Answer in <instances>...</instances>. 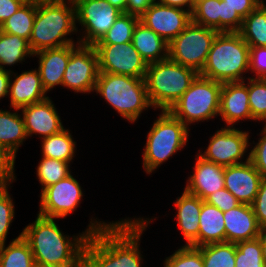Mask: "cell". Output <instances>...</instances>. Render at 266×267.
I'll use <instances>...</instances> for the list:
<instances>
[{
	"label": "cell",
	"mask_w": 266,
	"mask_h": 267,
	"mask_svg": "<svg viewBox=\"0 0 266 267\" xmlns=\"http://www.w3.org/2000/svg\"><path fill=\"white\" fill-rule=\"evenodd\" d=\"M79 235H64L54 218L37 214L35 221L22 230L38 267H83V252L90 234L107 227L111 222L90 219Z\"/></svg>",
	"instance_id": "obj_1"
},
{
	"label": "cell",
	"mask_w": 266,
	"mask_h": 267,
	"mask_svg": "<svg viewBox=\"0 0 266 267\" xmlns=\"http://www.w3.org/2000/svg\"><path fill=\"white\" fill-rule=\"evenodd\" d=\"M151 221L125 218L90 234L83 252V267H142L139 241Z\"/></svg>",
	"instance_id": "obj_2"
},
{
	"label": "cell",
	"mask_w": 266,
	"mask_h": 267,
	"mask_svg": "<svg viewBox=\"0 0 266 267\" xmlns=\"http://www.w3.org/2000/svg\"><path fill=\"white\" fill-rule=\"evenodd\" d=\"M76 24L73 0L36 2V17L29 40L32 52L80 43L67 37L79 31Z\"/></svg>",
	"instance_id": "obj_3"
},
{
	"label": "cell",
	"mask_w": 266,
	"mask_h": 267,
	"mask_svg": "<svg viewBox=\"0 0 266 267\" xmlns=\"http://www.w3.org/2000/svg\"><path fill=\"white\" fill-rule=\"evenodd\" d=\"M249 56L250 47L238 32H219L199 75L220 83L244 81L250 78L244 76Z\"/></svg>",
	"instance_id": "obj_4"
},
{
	"label": "cell",
	"mask_w": 266,
	"mask_h": 267,
	"mask_svg": "<svg viewBox=\"0 0 266 267\" xmlns=\"http://www.w3.org/2000/svg\"><path fill=\"white\" fill-rule=\"evenodd\" d=\"M94 91L131 123H135L144 110L152 107L144 78L99 72Z\"/></svg>",
	"instance_id": "obj_5"
},
{
	"label": "cell",
	"mask_w": 266,
	"mask_h": 267,
	"mask_svg": "<svg viewBox=\"0 0 266 267\" xmlns=\"http://www.w3.org/2000/svg\"><path fill=\"white\" fill-rule=\"evenodd\" d=\"M197 75L195 70L175 63L169 58L149 63L144 80L152 108L168 111L190 87Z\"/></svg>",
	"instance_id": "obj_6"
},
{
	"label": "cell",
	"mask_w": 266,
	"mask_h": 267,
	"mask_svg": "<svg viewBox=\"0 0 266 267\" xmlns=\"http://www.w3.org/2000/svg\"><path fill=\"white\" fill-rule=\"evenodd\" d=\"M189 130L168 111H161L147 133L142 154L144 171L150 175L171 156L183 150L188 142Z\"/></svg>",
	"instance_id": "obj_7"
},
{
	"label": "cell",
	"mask_w": 266,
	"mask_h": 267,
	"mask_svg": "<svg viewBox=\"0 0 266 267\" xmlns=\"http://www.w3.org/2000/svg\"><path fill=\"white\" fill-rule=\"evenodd\" d=\"M222 83L197 75L168 112L188 128L219 115Z\"/></svg>",
	"instance_id": "obj_8"
},
{
	"label": "cell",
	"mask_w": 266,
	"mask_h": 267,
	"mask_svg": "<svg viewBox=\"0 0 266 267\" xmlns=\"http://www.w3.org/2000/svg\"><path fill=\"white\" fill-rule=\"evenodd\" d=\"M219 33L213 28L190 24L168 44V58L180 65L202 71L212 43Z\"/></svg>",
	"instance_id": "obj_9"
},
{
	"label": "cell",
	"mask_w": 266,
	"mask_h": 267,
	"mask_svg": "<svg viewBox=\"0 0 266 267\" xmlns=\"http://www.w3.org/2000/svg\"><path fill=\"white\" fill-rule=\"evenodd\" d=\"M76 7V23L81 25L82 45L94 46L123 13L107 0H73ZM84 34V35H83Z\"/></svg>",
	"instance_id": "obj_10"
},
{
	"label": "cell",
	"mask_w": 266,
	"mask_h": 267,
	"mask_svg": "<svg viewBox=\"0 0 266 267\" xmlns=\"http://www.w3.org/2000/svg\"><path fill=\"white\" fill-rule=\"evenodd\" d=\"M249 132L235 127H223L218 129L210 138L208 147L199 155L207 161L220 166L228 167L244 163L248 148L250 147Z\"/></svg>",
	"instance_id": "obj_11"
},
{
	"label": "cell",
	"mask_w": 266,
	"mask_h": 267,
	"mask_svg": "<svg viewBox=\"0 0 266 267\" xmlns=\"http://www.w3.org/2000/svg\"><path fill=\"white\" fill-rule=\"evenodd\" d=\"M99 75L98 55L94 46L78 45L71 51L62 87L76 93L94 92Z\"/></svg>",
	"instance_id": "obj_12"
},
{
	"label": "cell",
	"mask_w": 266,
	"mask_h": 267,
	"mask_svg": "<svg viewBox=\"0 0 266 267\" xmlns=\"http://www.w3.org/2000/svg\"><path fill=\"white\" fill-rule=\"evenodd\" d=\"M99 72L145 78L147 62L134 48L132 42L121 44H95Z\"/></svg>",
	"instance_id": "obj_13"
},
{
	"label": "cell",
	"mask_w": 266,
	"mask_h": 267,
	"mask_svg": "<svg viewBox=\"0 0 266 267\" xmlns=\"http://www.w3.org/2000/svg\"><path fill=\"white\" fill-rule=\"evenodd\" d=\"M40 194L38 215L54 219L72 214L83 197L82 188L72 174L46 187Z\"/></svg>",
	"instance_id": "obj_14"
},
{
	"label": "cell",
	"mask_w": 266,
	"mask_h": 267,
	"mask_svg": "<svg viewBox=\"0 0 266 267\" xmlns=\"http://www.w3.org/2000/svg\"><path fill=\"white\" fill-rule=\"evenodd\" d=\"M146 27L170 43L192 21L189 11L154 2L140 17Z\"/></svg>",
	"instance_id": "obj_15"
},
{
	"label": "cell",
	"mask_w": 266,
	"mask_h": 267,
	"mask_svg": "<svg viewBox=\"0 0 266 267\" xmlns=\"http://www.w3.org/2000/svg\"><path fill=\"white\" fill-rule=\"evenodd\" d=\"M244 163L225 167L224 186L240 203L252 204L263 180L260 173L249 160Z\"/></svg>",
	"instance_id": "obj_16"
},
{
	"label": "cell",
	"mask_w": 266,
	"mask_h": 267,
	"mask_svg": "<svg viewBox=\"0 0 266 267\" xmlns=\"http://www.w3.org/2000/svg\"><path fill=\"white\" fill-rule=\"evenodd\" d=\"M19 110L22 111L21 114L28 137L38 134L39 138L43 139L65 129L58 111L49 97L41 102L24 106Z\"/></svg>",
	"instance_id": "obj_17"
},
{
	"label": "cell",
	"mask_w": 266,
	"mask_h": 267,
	"mask_svg": "<svg viewBox=\"0 0 266 267\" xmlns=\"http://www.w3.org/2000/svg\"><path fill=\"white\" fill-rule=\"evenodd\" d=\"M222 83L219 115L227 127H235L240 120H252L248 101V80Z\"/></svg>",
	"instance_id": "obj_18"
},
{
	"label": "cell",
	"mask_w": 266,
	"mask_h": 267,
	"mask_svg": "<svg viewBox=\"0 0 266 267\" xmlns=\"http://www.w3.org/2000/svg\"><path fill=\"white\" fill-rule=\"evenodd\" d=\"M194 172L188 177L184 190L204 200L217 190L225 188V167L214 162L207 161L199 154L193 167Z\"/></svg>",
	"instance_id": "obj_19"
},
{
	"label": "cell",
	"mask_w": 266,
	"mask_h": 267,
	"mask_svg": "<svg viewBox=\"0 0 266 267\" xmlns=\"http://www.w3.org/2000/svg\"><path fill=\"white\" fill-rule=\"evenodd\" d=\"M226 242L238 243L256 239L264 231L250 204L241 203L223 213Z\"/></svg>",
	"instance_id": "obj_20"
},
{
	"label": "cell",
	"mask_w": 266,
	"mask_h": 267,
	"mask_svg": "<svg viewBox=\"0 0 266 267\" xmlns=\"http://www.w3.org/2000/svg\"><path fill=\"white\" fill-rule=\"evenodd\" d=\"M78 45L69 44L59 48L44 49L34 53L39 58L38 71L41 83L46 92L55 86H62L63 76L71 51Z\"/></svg>",
	"instance_id": "obj_21"
},
{
	"label": "cell",
	"mask_w": 266,
	"mask_h": 267,
	"mask_svg": "<svg viewBox=\"0 0 266 267\" xmlns=\"http://www.w3.org/2000/svg\"><path fill=\"white\" fill-rule=\"evenodd\" d=\"M13 74L15 73L12 71L9 81L10 108L20 109L49 97L46 96L47 92L42 86L38 69L22 71L20 75ZM12 76L14 77L13 81Z\"/></svg>",
	"instance_id": "obj_22"
},
{
	"label": "cell",
	"mask_w": 266,
	"mask_h": 267,
	"mask_svg": "<svg viewBox=\"0 0 266 267\" xmlns=\"http://www.w3.org/2000/svg\"><path fill=\"white\" fill-rule=\"evenodd\" d=\"M203 201L198 196L184 190L174 202L177 209L175 219H177L179 230L186 241V246L198 247L199 215Z\"/></svg>",
	"instance_id": "obj_23"
},
{
	"label": "cell",
	"mask_w": 266,
	"mask_h": 267,
	"mask_svg": "<svg viewBox=\"0 0 266 267\" xmlns=\"http://www.w3.org/2000/svg\"><path fill=\"white\" fill-rule=\"evenodd\" d=\"M132 43L147 64L168 59L169 43L140 21L134 29Z\"/></svg>",
	"instance_id": "obj_24"
},
{
	"label": "cell",
	"mask_w": 266,
	"mask_h": 267,
	"mask_svg": "<svg viewBox=\"0 0 266 267\" xmlns=\"http://www.w3.org/2000/svg\"><path fill=\"white\" fill-rule=\"evenodd\" d=\"M199 216L198 247L226 242L224 216L220 209L203 201Z\"/></svg>",
	"instance_id": "obj_25"
},
{
	"label": "cell",
	"mask_w": 266,
	"mask_h": 267,
	"mask_svg": "<svg viewBox=\"0 0 266 267\" xmlns=\"http://www.w3.org/2000/svg\"><path fill=\"white\" fill-rule=\"evenodd\" d=\"M13 110L16 112L0 109V144L16 156L19 147L28 136L20 110Z\"/></svg>",
	"instance_id": "obj_26"
},
{
	"label": "cell",
	"mask_w": 266,
	"mask_h": 267,
	"mask_svg": "<svg viewBox=\"0 0 266 267\" xmlns=\"http://www.w3.org/2000/svg\"><path fill=\"white\" fill-rule=\"evenodd\" d=\"M34 56L29 41L18 35L4 33L0 30V69L12 72L10 69H5V66H12L16 63H22L27 57Z\"/></svg>",
	"instance_id": "obj_27"
},
{
	"label": "cell",
	"mask_w": 266,
	"mask_h": 267,
	"mask_svg": "<svg viewBox=\"0 0 266 267\" xmlns=\"http://www.w3.org/2000/svg\"><path fill=\"white\" fill-rule=\"evenodd\" d=\"M41 142L43 157L70 163L76 155V141H74L69 129L65 128L57 134L43 138Z\"/></svg>",
	"instance_id": "obj_28"
},
{
	"label": "cell",
	"mask_w": 266,
	"mask_h": 267,
	"mask_svg": "<svg viewBox=\"0 0 266 267\" xmlns=\"http://www.w3.org/2000/svg\"><path fill=\"white\" fill-rule=\"evenodd\" d=\"M238 33L249 47L266 46V5H259L243 19Z\"/></svg>",
	"instance_id": "obj_29"
},
{
	"label": "cell",
	"mask_w": 266,
	"mask_h": 267,
	"mask_svg": "<svg viewBox=\"0 0 266 267\" xmlns=\"http://www.w3.org/2000/svg\"><path fill=\"white\" fill-rule=\"evenodd\" d=\"M0 267H36L29 244L20 233L6 247L0 245Z\"/></svg>",
	"instance_id": "obj_30"
},
{
	"label": "cell",
	"mask_w": 266,
	"mask_h": 267,
	"mask_svg": "<svg viewBox=\"0 0 266 267\" xmlns=\"http://www.w3.org/2000/svg\"><path fill=\"white\" fill-rule=\"evenodd\" d=\"M36 17V2L26 1L12 16L0 26L4 33L18 35L30 40L34 20Z\"/></svg>",
	"instance_id": "obj_31"
},
{
	"label": "cell",
	"mask_w": 266,
	"mask_h": 267,
	"mask_svg": "<svg viewBox=\"0 0 266 267\" xmlns=\"http://www.w3.org/2000/svg\"><path fill=\"white\" fill-rule=\"evenodd\" d=\"M198 248L201 250L204 267H235V243H212Z\"/></svg>",
	"instance_id": "obj_32"
},
{
	"label": "cell",
	"mask_w": 266,
	"mask_h": 267,
	"mask_svg": "<svg viewBox=\"0 0 266 267\" xmlns=\"http://www.w3.org/2000/svg\"><path fill=\"white\" fill-rule=\"evenodd\" d=\"M139 21V16L122 13L102 39L96 44H121L132 42L133 32Z\"/></svg>",
	"instance_id": "obj_33"
},
{
	"label": "cell",
	"mask_w": 266,
	"mask_h": 267,
	"mask_svg": "<svg viewBox=\"0 0 266 267\" xmlns=\"http://www.w3.org/2000/svg\"><path fill=\"white\" fill-rule=\"evenodd\" d=\"M70 163L53 158L43 157L40 160L36 175L42 185L41 192L48 186L59 182L71 174Z\"/></svg>",
	"instance_id": "obj_34"
},
{
	"label": "cell",
	"mask_w": 266,
	"mask_h": 267,
	"mask_svg": "<svg viewBox=\"0 0 266 267\" xmlns=\"http://www.w3.org/2000/svg\"><path fill=\"white\" fill-rule=\"evenodd\" d=\"M248 101L252 121L266 123V79L248 78Z\"/></svg>",
	"instance_id": "obj_35"
},
{
	"label": "cell",
	"mask_w": 266,
	"mask_h": 267,
	"mask_svg": "<svg viewBox=\"0 0 266 267\" xmlns=\"http://www.w3.org/2000/svg\"><path fill=\"white\" fill-rule=\"evenodd\" d=\"M235 267H266L258 238L236 243Z\"/></svg>",
	"instance_id": "obj_36"
},
{
	"label": "cell",
	"mask_w": 266,
	"mask_h": 267,
	"mask_svg": "<svg viewBox=\"0 0 266 267\" xmlns=\"http://www.w3.org/2000/svg\"><path fill=\"white\" fill-rule=\"evenodd\" d=\"M220 0H203L194 6L192 22L220 32Z\"/></svg>",
	"instance_id": "obj_37"
},
{
	"label": "cell",
	"mask_w": 266,
	"mask_h": 267,
	"mask_svg": "<svg viewBox=\"0 0 266 267\" xmlns=\"http://www.w3.org/2000/svg\"><path fill=\"white\" fill-rule=\"evenodd\" d=\"M164 267H204L201 250L194 246H181L166 257Z\"/></svg>",
	"instance_id": "obj_38"
},
{
	"label": "cell",
	"mask_w": 266,
	"mask_h": 267,
	"mask_svg": "<svg viewBox=\"0 0 266 267\" xmlns=\"http://www.w3.org/2000/svg\"><path fill=\"white\" fill-rule=\"evenodd\" d=\"M8 185L0 186V245L6 244L10 225L15 217V204L8 192Z\"/></svg>",
	"instance_id": "obj_39"
},
{
	"label": "cell",
	"mask_w": 266,
	"mask_h": 267,
	"mask_svg": "<svg viewBox=\"0 0 266 267\" xmlns=\"http://www.w3.org/2000/svg\"><path fill=\"white\" fill-rule=\"evenodd\" d=\"M16 156L0 144V184L10 186L16 180L14 176Z\"/></svg>",
	"instance_id": "obj_40"
},
{
	"label": "cell",
	"mask_w": 266,
	"mask_h": 267,
	"mask_svg": "<svg viewBox=\"0 0 266 267\" xmlns=\"http://www.w3.org/2000/svg\"><path fill=\"white\" fill-rule=\"evenodd\" d=\"M261 138L257 143H254L250 149L249 160L255 166L263 179H266V128L264 127L260 133Z\"/></svg>",
	"instance_id": "obj_41"
},
{
	"label": "cell",
	"mask_w": 266,
	"mask_h": 267,
	"mask_svg": "<svg viewBox=\"0 0 266 267\" xmlns=\"http://www.w3.org/2000/svg\"><path fill=\"white\" fill-rule=\"evenodd\" d=\"M220 32H238L242 26L243 19L220 0Z\"/></svg>",
	"instance_id": "obj_42"
},
{
	"label": "cell",
	"mask_w": 266,
	"mask_h": 267,
	"mask_svg": "<svg viewBox=\"0 0 266 267\" xmlns=\"http://www.w3.org/2000/svg\"><path fill=\"white\" fill-rule=\"evenodd\" d=\"M204 201L210 205L216 206L223 213L238 206L240 201L234 197L226 188L217 190L207 196Z\"/></svg>",
	"instance_id": "obj_43"
},
{
	"label": "cell",
	"mask_w": 266,
	"mask_h": 267,
	"mask_svg": "<svg viewBox=\"0 0 266 267\" xmlns=\"http://www.w3.org/2000/svg\"><path fill=\"white\" fill-rule=\"evenodd\" d=\"M249 71L255 73L250 78L266 79V46L250 47Z\"/></svg>",
	"instance_id": "obj_44"
},
{
	"label": "cell",
	"mask_w": 266,
	"mask_h": 267,
	"mask_svg": "<svg viewBox=\"0 0 266 267\" xmlns=\"http://www.w3.org/2000/svg\"><path fill=\"white\" fill-rule=\"evenodd\" d=\"M258 224L266 230V179L260 183L258 193L251 204Z\"/></svg>",
	"instance_id": "obj_45"
},
{
	"label": "cell",
	"mask_w": 266,
	"mask_h": 267,
	"mask_svg": "<svg viewBox=\"0 0 266 267\" xmlns=\"http://www.w3.org/2000/svg\"><path fill=\"white\" fill-rule=\"evenodd\" d=\"M233 11H236L242 19L255 10L260 3L257 0H223Z\"/></svg>",
	"instance_id": "obj_46"
},
{
	"label": "cell",
	"mask_w": 266,
	"mask_h": 267,
	"mask_svg": "<svg viewBox=\"0 0 266 267\" xmlns=\"http://www.w3.org/2000/svg\"><path fill=\"white\" fill-rule=\"evenodd\" d=\"M27 0H0V26L12 16Z\"/></svg>",
	"instance_id": "obj_47"
},
{
	"label": "cell",
	"mask_w": 266,
	"mask_h": 267,
	"mask_svg": "<svg viewBox=\"0 0 266 267\" xmlns=\"http://www.w3.org/2000/svg\"><path fill=\"white\" fill-rule=\"evenodd\" d=\"M155 0H127L126 13L141 16Z\"/></svg>",
	"instance_id": "obj_48"
},
{
	"label": "cell",
	"mask_w": 266,
	"mask_h": 267,
	"mask_svg": "<svg viewBox=\"0 0 266 267\" xmlns=\"http://www.w3.org/2000/svg\"><path fill=\"white\" fill-rule=\"evenodd\" d=\"M156 2L171 7H177L189 11L191 14L194 10L191 0H155Z\"/></svg>",
	"instance_id": "obj_49"
},
{
	"label": "cell",
	"mask_w": 266,
	"mask_h": 267,
	"mask_svg": "<svg viewBox=\"0 0 266 267\" xmlns=\"http://www.w3.org/2000/svg\"><path fill=\"white\" fill-rule=\"evenodd\" d=\"M11 72L0 69V99L9 95V81Z\"/></svg>",
	"instance_id": "obj_50"
},
{
	"label": "cell",
	"mask_w": 266,
	"mask_h": 267,
	"mask_svg": "<svg viewBox=\"0 0 266 267\" xmlns=\"http://www.w3.org/2000/svg\"><path fill=\"white\" fill-rule=\"evenodd\" d=\"M112 6L126 13L127 0H107Z\"/></svg>",
	"instance_id": "obj_51"
},
{
	"label": "cell",
	"mask_w": 266,
	"mask_h": 267,
	"mask_svg": "<svg viewBox=\"0 0 266 267\" xmlns=\"http://www.w3.org/2000/svg\"><path fill=\"white\" fill-rule=\"evenodd\" d=\"M258 239L260 240V244H261V250H262L263 260L265 261V264H266V230H264L260 234V236L258 237Z\"/></svg>",
	"instance_id": "obj_52"
},
{
	"label": "cell",
	"mask_w": 266,
	"mask_h": 267,
	"mask_svg": "<svg viewBox=\"0 0 266 267\" xmlns=\"http://www.w3.org/2000/svg\"><path fill=\"white\" fill-rule=\"evenodd\" d=\"M28 1L47 2V1H59V0H28Z\"/></svg>",
	"instance_id": "obj_53"
},
{
	"label": "cell",
	"mask_w": 266,
	"mask_h": 267,
	"mask_svg": "<svg viewBox=\"0 0 266 267\" xmlns=\"http://www.w3.org/2000/svg\"><path fill=\"white\" fill-rule=\"evenodd\" d=\"M200 1H203V0H191L193 6L198 4Z\"/></svg>",
	"instance_id": "obj_54"
},
{
	"label": "cell",
	"mask_w": 266,
	"mask_h": 267,
	"mask_svg": "<svg viewBox=\"0 0 266 267\" xmlns=\"http://www.w3.org/2000/svg\"><path fill=\"white\" fill-rule=\"evenodd\" d=\"M261 5H266L263 0H257Z\"/></svg>",
	"instance_id": "obj_55"
}]
</instances>
